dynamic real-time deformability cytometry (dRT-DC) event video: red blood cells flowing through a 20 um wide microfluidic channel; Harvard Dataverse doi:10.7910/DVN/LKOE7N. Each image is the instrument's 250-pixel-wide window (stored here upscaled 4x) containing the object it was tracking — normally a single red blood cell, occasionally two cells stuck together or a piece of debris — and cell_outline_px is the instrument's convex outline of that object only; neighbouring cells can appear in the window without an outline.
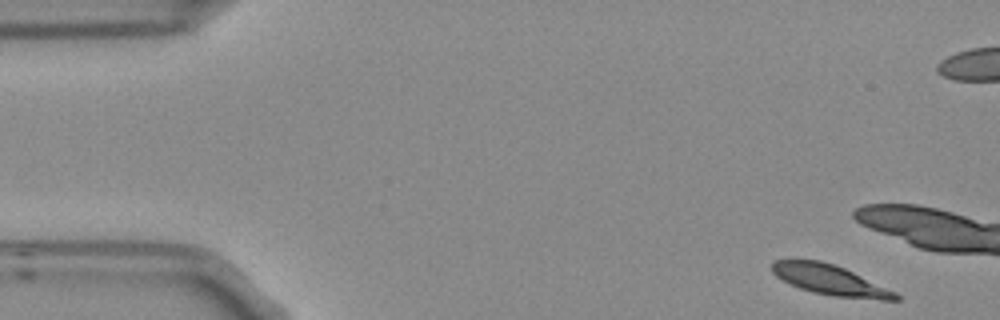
{"species": "Egyptian fruit bat (a non-hibernating species)", "species_latin": "Rousettus aegyptiacus", "temperature_condition": "room temperature", "stored_images_in_passage": 5, "camera_frame_rate_fps": 3000, "um_per_image_px": 0.085, "frame": {"image": 1, "passage_image": 1, "time_ms": 0.0, "image_size_px": [1000, 320], "cell_outline_px": [[900, 300], [880, 300], [832, 296], [812, 292], [800, 288], [776, 276], [772, 272], [772, 260], [820, 260], [844, 268], [896, 292], [900, 296]], "centroid_in_image_um": [70.57, 23.81], "position_along_channel_um": 14.4, "area_um2": 21.5}}